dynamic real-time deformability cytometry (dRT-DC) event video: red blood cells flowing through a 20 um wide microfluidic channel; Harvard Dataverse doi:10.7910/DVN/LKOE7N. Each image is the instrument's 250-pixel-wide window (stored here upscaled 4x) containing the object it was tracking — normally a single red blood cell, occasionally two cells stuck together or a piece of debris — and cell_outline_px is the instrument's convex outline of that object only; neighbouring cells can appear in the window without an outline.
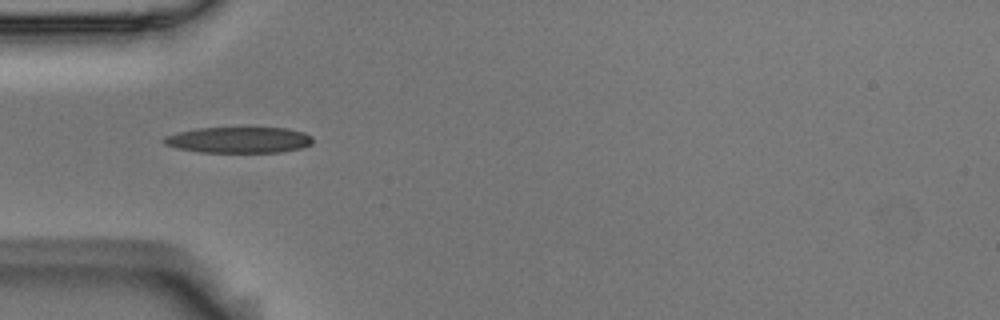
{"species": "Egyptian fruit bat (a non-hibernating species)", "species_latin": "Rousettus aegyptiacus", "temperature_condition": "room temperature", "stored_images_in_passage": 2, "camera_frame_rate_fps": 3000, "um_per_image_px": 0.085, "animal": {"sex": "male"}, "frame": {"image": 1, "passage_image": 1, "time_ms": 0.0, "image_size_px": [1000, 320], "cell_outline_px": [[312, 144], [300, 148], [280, 152], [200, 152], [176, 148], [164, 144], [160, 140], [164, 136], [176, 132], [196, 128], [288, 128], [304, 132], [312, 136]], "centroid_in_image_um": [20.26, 11.89], "position_along_channel_um": 64.7, "area_um2": 22.72}}
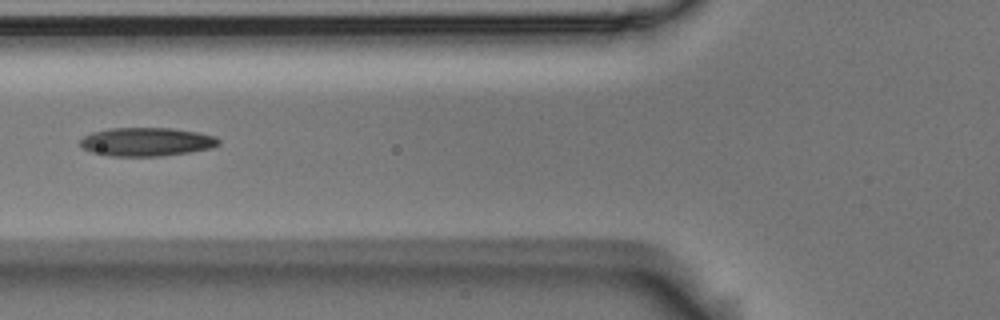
{"frame": {"image": 2, "passage_image": 2, "time_ms": 0.333, "image_size_px": [1000, 320], "cell_outline_px": [[220, 144], [212, 148], [188, 152], [160, 156], [108, 156], [92, 152], [84, 148], [80, 144], [80, 140], [84, 136], [92, 132], [108, 128], [168, 128], [196, 132], [216, 136], [220, 140]], "centroid_in_image_um": [12.45, 12.05], "position_along_channel_um": 113.3, "area_um2": 23.0}}